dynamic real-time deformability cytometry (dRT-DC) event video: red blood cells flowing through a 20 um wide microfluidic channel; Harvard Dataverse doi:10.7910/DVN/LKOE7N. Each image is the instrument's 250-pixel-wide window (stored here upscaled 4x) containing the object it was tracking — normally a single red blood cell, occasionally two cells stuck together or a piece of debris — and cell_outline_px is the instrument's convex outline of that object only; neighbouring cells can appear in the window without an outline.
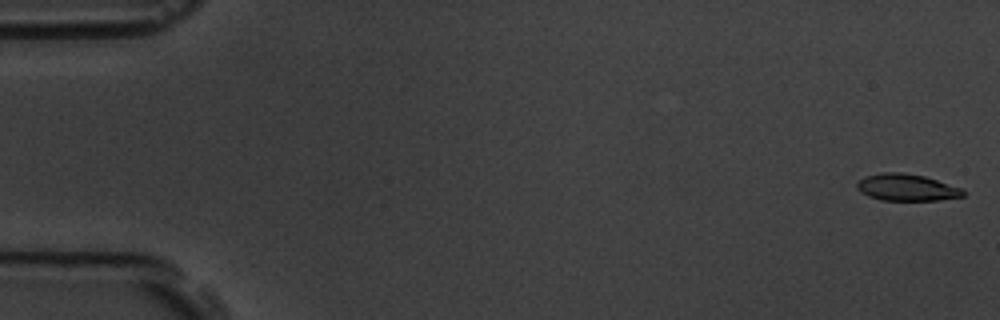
{"species": "common noctule bat (a hibernating species)", "species_latin": "Nyctalus noctula", "temperature_condition": "room temperature", "stored_images_in_passage": 56, "camera_frame_rate_fps": 3000, "um_per_image_px": 0.085, "animal": {"sex": "male", "body_mass_g": 19.5, "forearm_length_mm": 54.6}, "frame": {"image": 1, "passage_image": 1, "time_ms": 0.0, "image_size_px": [1000, 320], "cell_outline_px": [[964, 196], [940, 200], [880, 200], [868, 196], [860, 192], [856, 188], [856, 180], [864, 176], [884, 172], [900, 172], [924, 176], [964, 188]], "centroid_in_image_um": [77.04, 15.93], "position_along_channel_um": 8.0, "area_um2": 16.82}}
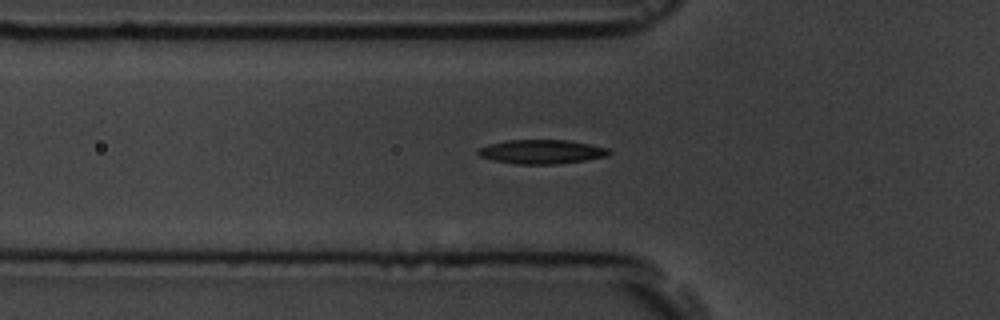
{"frame": {"image": 2, "passage_image": 19, "time_ms": 6.0, "image_size_px": [1000, 320], "cell_outline_px": [[612, 152], [608, 156], [584, 160], [556, 164], [516, 164], [492, 160], [480, 156], [476, 152], [480, 148], [488, 144], [508, 140], [568, 140], [592, 144], [608, 148]], "centroid_in_image_um": [46.05, 12.89], "position_along_channel_um": 79.7, "area_um2": 18.44}}
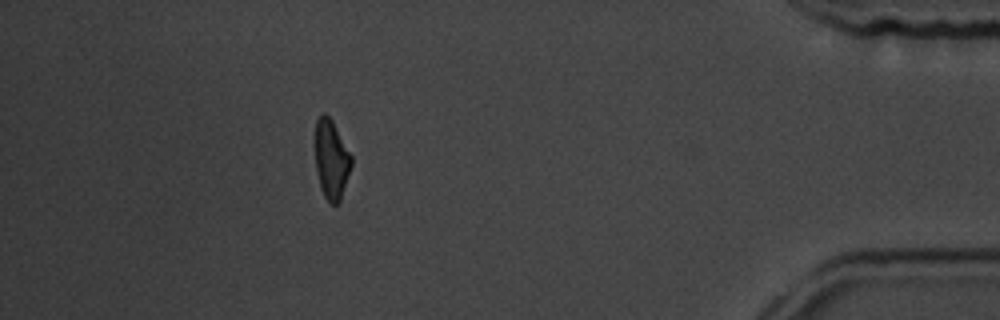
{"frame": {"image": 3, "passage_image": 50, "time_ms": 16.333, "image_size_px": [1000, 320], "cell_outline_px": [[352, 164], [340, 200], [336, 204], [332, 204], [324, 196], [320, 184], [316, 168], [316, 120], [324, 112], [332, 120], [352, 156]], "centroid_in_image_um": [28.18, 13.54], "position_along_channel_um": 407.0, "area_um2": 16.3}, "authors_computed_cell_mechanics": {"area_um2": 17.5712, "velocity_mm_per_s": 3.6609, "shape_relaxation_time_tau1_ms": 3.3838, "shape_relaxation_time_tau2_ms": 3.4961, "deformation_change_tau1": 0.1336, "deformation_change_tau2": 0.1071}}